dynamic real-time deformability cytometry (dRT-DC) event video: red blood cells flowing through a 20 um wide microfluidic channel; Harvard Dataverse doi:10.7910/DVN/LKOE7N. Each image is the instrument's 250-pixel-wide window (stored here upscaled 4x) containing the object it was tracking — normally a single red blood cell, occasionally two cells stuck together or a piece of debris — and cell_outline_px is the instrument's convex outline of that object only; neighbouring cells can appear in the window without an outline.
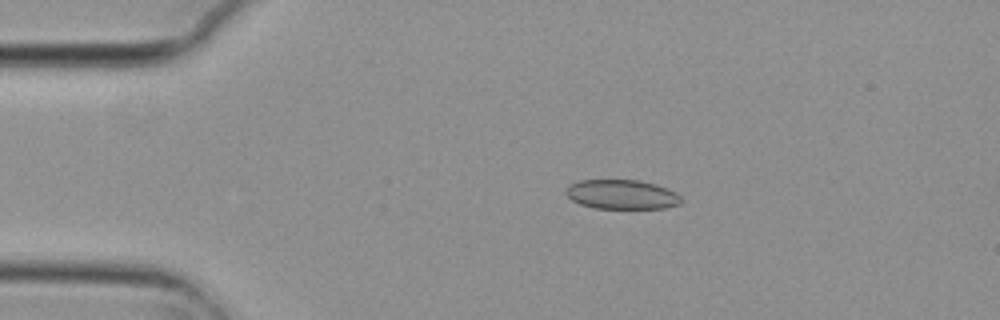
{"species": "common noctule bat (a hibernating species)", "species_latin": "Nyctalus noctula", "temperature_condition": "cold", "stored_images_in_passage": 8, "camera_frame_rate_fps": 3000, "um_per_image_px": 0.085, "animal": {"sex": "female", "body_mass_g": 29.2, "forearm_length_mm": 56.3}, "frame": {"image": 1, "passage_image": 3, "time_ms": 0.667, "image_size_px": [1000, 320], "cell_outline_px": [[684, 200], [680, 204], [664, 208], [592, 208], [580, 204], [572, 200], [564, 192], [572, 184], [580, 180], [640, 180], [656, 184], [676, 192]], "centroid_in_image_um": [52.89, 16.53], "position_along_channel_um": 32.1, "area_um2": 19.77}}
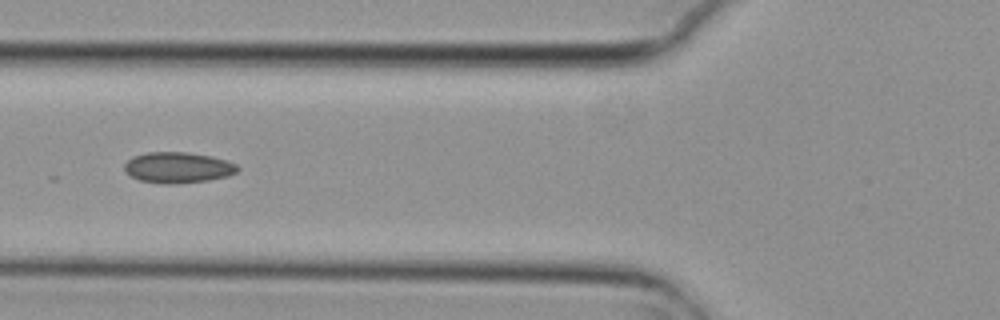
{"frame": {"image": 2, "passage_image": 5, "time_ms": 1.333, "image_size_px": [1000, 320], "cell_outline_px": [[240, 168], [236, 172], [228, 176], [208, 180], [172, 184], [164, 184], [140, 180], [124, 172], [124, 164], [132, 156], [148, 152], [184, 152], [212, 156], [236, 164]], "centroid_in_image_um": [15.1, 14.24], "position_along_channel_um": 110.7, "area_um2": 20.29}}
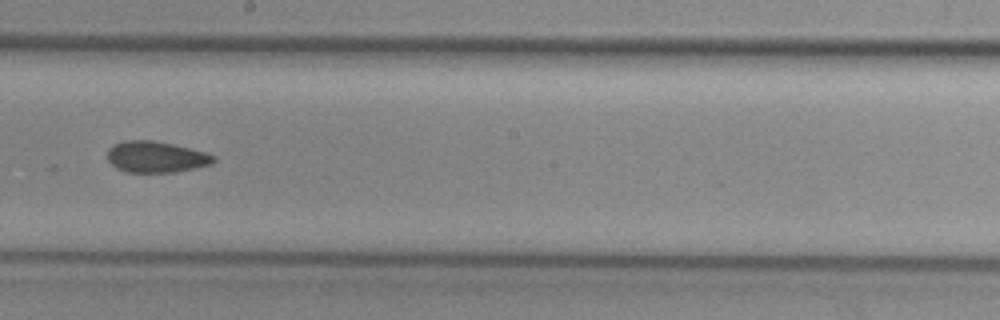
{"frame": {"image": 3, "passage_image": 8, "time_ms": 2.333, "image_size_px": [1000, 320], "cell_outline_px": [[216, 160], [212, 164], [176, 172], [128, 172], [116, 168], [108, 160], [108, 148], [124, 140], [152, 140], [172, 144], [204, 152], [216, 156]], "centroid_in_image_um": [13.27, 13.34], "position_along_channel_um": 234.9, "area_um2": 19.19}}